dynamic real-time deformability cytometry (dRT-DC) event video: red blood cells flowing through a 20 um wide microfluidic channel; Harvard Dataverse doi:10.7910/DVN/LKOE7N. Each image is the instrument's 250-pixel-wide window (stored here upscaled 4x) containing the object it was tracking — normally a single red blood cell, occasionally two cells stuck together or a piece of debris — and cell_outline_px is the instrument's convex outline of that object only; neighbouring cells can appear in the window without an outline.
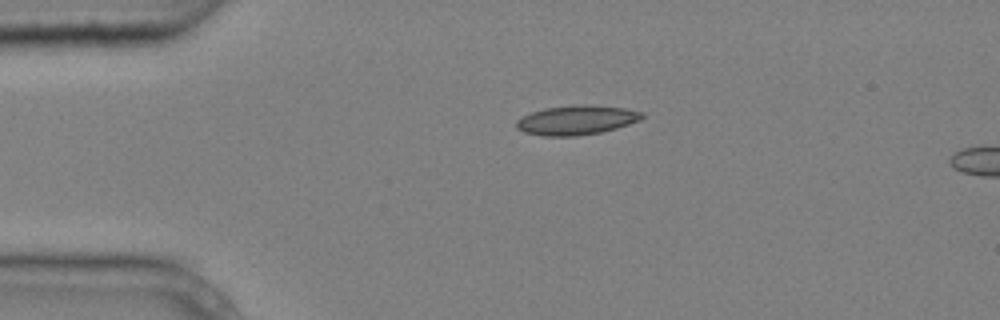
{"species": "common noctule bat (a hibernating species)", "species_latin": "Nyctalus noctula", "temperature_condition": "cold", "stored_images_in_passage": 2, "camera_frame_rate_fps": 3000, "um_per_image_px": 0.085, "animal": {"sex": "male", "body_mass_g": 20.4}, "frame": {"image": 1, "passage_image": 1, "time_ms": 0.0, "image_size_px": [1000, 320], "cell_outline_px": [[644, 116], [640, 120], [616, 128], [600, 132], [576, 136], [544, 136], [524, 132], [516, 128], [516, 120], [520, 116], [544, 108], [580, 104], [584, 104], [624, 108], [644, 112]], "centroid_in_image_um": [48.97, 10.2], "position_along_channel_um": 36.0, "area_um2": 21.56}}